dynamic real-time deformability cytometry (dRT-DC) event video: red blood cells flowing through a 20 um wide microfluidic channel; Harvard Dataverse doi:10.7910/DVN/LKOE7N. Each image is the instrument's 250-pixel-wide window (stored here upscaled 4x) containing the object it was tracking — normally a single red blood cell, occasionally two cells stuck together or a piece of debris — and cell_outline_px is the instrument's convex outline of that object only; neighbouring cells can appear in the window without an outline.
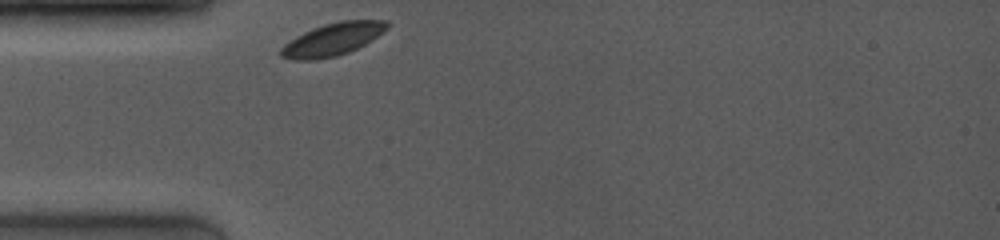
{"species": "common noctule bat (a hibernating species)", "species_latin": "Nyctalus noctula", "temperature_condition": "room temperature", "stored_images_in_passage": 40, "camera_frame_rate_fps": 4000, "um_per_image_px": 0.085, "animal": {"sex": "female", "body_mass_g": 19.0, "forearm_length_mm": 53.3}, "frame": {"image": 1, "passage_image": 1, "time_ms": 0.0, "image_size_px": [1000, 240], "cell_outline_px": [[388, 28], [384, 32], [372, 40], [348, 52], [336, 56], [312, 60], [292, 60], [280, 56], [280, 48], [284, 44], [296, 36], [312, 28], [324, 24], [340, 20], [388, 20]], "centroid_in_image_um": [28.26, 3.34], "position_along_channel_um": 56.7, "area_um2": 20.17}}
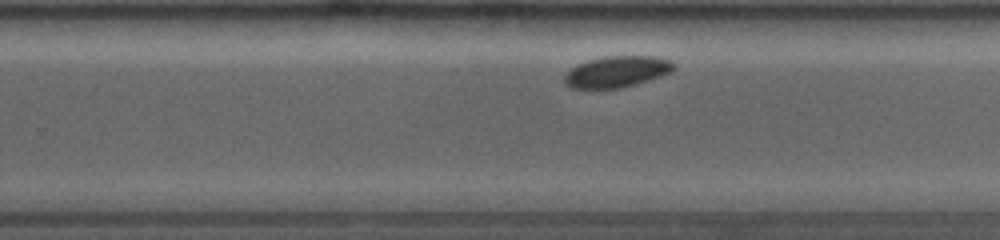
{"frame": {"image": 2, "passage_image": 25, "time_ms": 6.0, "image_size_px": [1000, 240], "cell_outline_px": [[676, 64], [668, 72], [660, 76], [636, 84], [620, 88], [568, 88], [564, 84], [564, 76], [572, 68], [588, 60], [604, 56], [656, 56], [672, 60]], "centroid_in_image_um": [52.42, 6.09], "position_along_channel_um": 277.4, "area_um2": 19.77}}
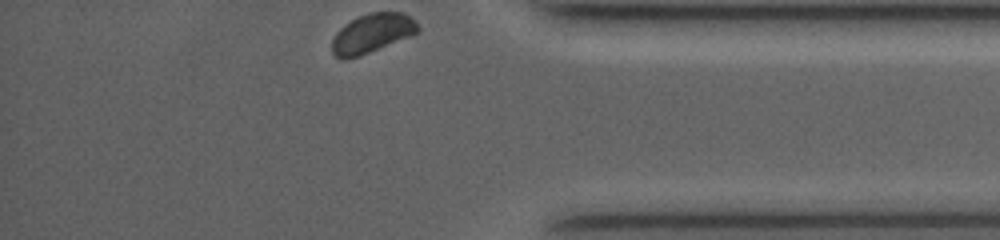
{"frame": {"image": 3, "passage_image": 40, "time_ms": 9.5, "image_size_px": [1000, 240], "cell_outline_px": [[420, 28], [416, 32], [408, 36], [360, 56], [344, 60], [340, 60], [332, 52], [332, 40], [336, 32], [344, 24], [356, 16], [368, 12], [404, 12], [416, 20]], "centroid_in_image_um": [31.59, 2.81], "position_along_channel_um": 403.6, "area_um2": 19.65}}